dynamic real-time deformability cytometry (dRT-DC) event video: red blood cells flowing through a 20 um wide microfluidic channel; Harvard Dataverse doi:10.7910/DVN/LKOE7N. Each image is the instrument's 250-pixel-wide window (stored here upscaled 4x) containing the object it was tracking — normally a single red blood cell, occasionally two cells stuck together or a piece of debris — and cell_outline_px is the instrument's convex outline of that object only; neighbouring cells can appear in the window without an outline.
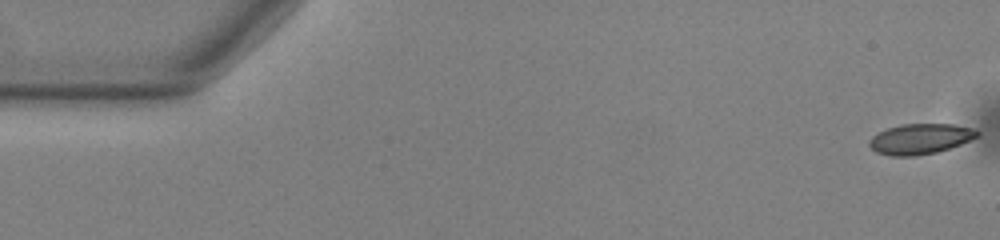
{"species": "common noctule bat (a hibernating species)", "species_latin": "Nyctalus noctula", "temperature_condition": "warm", "stored_images_in_passage": 54, "camera_frame_rate_fps": 3000, "um_per_image_px": 0.085, "animal": {"sex": "male", "body_mass_g": 13.0, "forearm_length_mm": 53.1}, "frame": {"image": 1, "passage_image": 1, "time_ms": 0.0, "image_size_px": [1000, 240], "cell_outline_px": [[980, 136], [960, 144], [936, 152], [916, 156], [892, 156], [876, 152], [868, 144], [868, 140], [872, 136], [888, 128], [900, 124], [952, 124], [976, 128], [980, 132]], "centroid_in_image_um": [78.24, 11.8], "position_along_channel_um": 6.8, "area_um2": 19.19}}
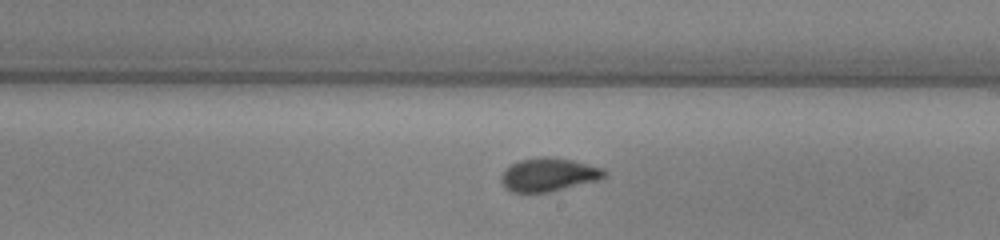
{"frame": {"image": 2, "passage_image": 31, "time_ms": 10.0, "image_size_px": [1000, 240], "cell_outline_px": [[608, 176], [596, 180], [548, 192], [512, 192], [504, 188], [500, 180], [500, 176], [512, 164], [520, 160], [540, 156], [552, 156], [572, 160], [604, 168], [608, 172]], "centroid_in_image_um": [46.64, 14.83], "position_along_channel_um": 242.4, "area_um2": 20.06}}
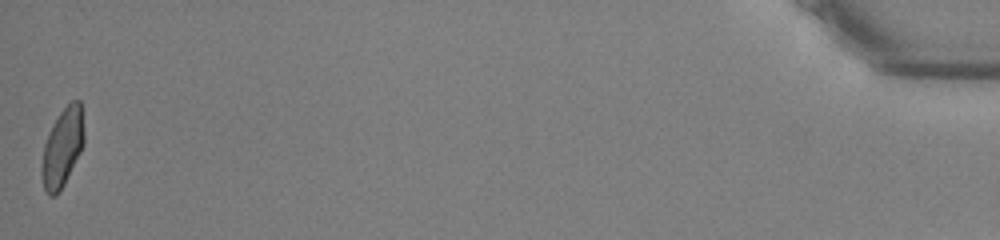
{"frame": {"image": 3, "passage_image": 54, "time_ms": 17.667, "image_size_px": [1000, 240], "cell_outline_px": [[84, 144], [60, 192], [56, 196], [48, 196], [44, 188], [40, 172], [40, 168], [44, 144], [52, 124], [60, 112], [72, 100], [80, 100], [84, 132]], "centroid_in_image_um": [5.28, 12.57], "position_along_channel_um": 429.9, "area_um2": 19.42}, "authors_computed_cell_mechanics": {"area_um2": 19.7676, "velocity_mm_per_s": 3.794, "shape_relaxation_time_tau1_ms": 4.769, "shape_relaxation_time_tau2_ms": 0.5626, "deformation_change_tau1": 0.1427, "deformation_change_tau2": 0.0462}}